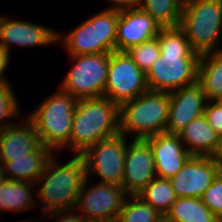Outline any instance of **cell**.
<instances>
[{
  "label": "cell",
  "mask_w": 222,
  "mask_h": 222,
  "mask_svg": "<svg viewBox=\"0 0 222 222\" xmlns=\"http://www.w3.org/2000/svg\"><path fill=\"white\" fill-rule=\"evenodd\" d=\"M160 56L146 73L148 90L172 92L197 82L200 54L179 26L162 27L157 35Z\"/></svg>",
  "instance_id": "1"
},
{
  "label": "cell",
  "mask_w": 222,
  "mask_h": 222,
  "mask_svg": "<svg viewBox=\"0 0 222 222\" xmlns=\"http://www.w3.org/2000/svg\"><path fill=\"white\" fill-rule=\"evenodd\" d=\"M57 155L59 153H54L49 159L35 183L36 201H40L42 215L75 209L78 195L87 179L86 164L81 155H73L65 164L60 163Z\"/></svg>",
  "instance_id": "2"
},
{
  "label": "cell",
  "mask_w": 222,
  "mask_h": 222,
  "mask_svg": "<svg viewBox=\"0 0 222 222\" xmlns=\"http://www.w3.org/2000/svg\"><path fill=\"white\" fill-rule=\"evenodd\" d=\"M119 134V106L108 97L80 99L74 115L69 142L72 155H81L100 140Z\"/></svg>",
  "instance_id": "3"
},
{
  "label": "cell",
  "mask_w": 222,
  "mask_h": 222,
  "mask_svg": "<svg viewBox=\"0 0 222 222\" xmlns=\"http://www.w3.org/2000/svg\"><path fill=\"white\" fill-rule=\"evenodd\" d=\"M168 113L169 93L148 90L119 106V134L145 139L164 133Z\"/></svg>",
  "instance_id": "4"
},
{
  "label": "cell",
  "mask_w": 222,
  "mask_h": 222,
  "mask_svg": "<svg viewBox=\"0 0 222 222\" xmlns=\"http://www.w3.org/2000/svg\"><path fill=\"white\" fill-rule=\"evenodd\" d=\"M78 101L58 87L57 91L27 114L34 123L43 146L58 153L69 142Z\"/></svg>",
  "instance_id": "5"
},
{
  "label": "cell",
  "mask_w": 222,
  "mask_h": 222,
  "mask_svg": "<svg viewBox=\"0 0 222 222\" xmlns=\"http://www.w3.org/2000/svg\"><path fill=\"white\" fill-rule=\"evenodd\" d=\"M119 10L105 8L70 31H58L57 44L68 55L111 53L116 51V30Z\"/></svg>",
  "instance_id": "6"
},
{
  "label": "cell",
  "mask_w": 222,
  "mask_h": 222,
  "mask_svg": "<svg viewBox=\"0 0 222 222\" xmlns=\"http://www.w3.org/2000/svg\"><path fill=\"white\" fill-rule=\"evenodd\" d=\"M179 27L200 55L222 51V0H192L184 4Z\"/></svg>",
  "instance_id": "7"
},
{
  "label": "cell",
  "mask_w": 222,
  "mask_h": 222,
  "mask_svg": "<svg viewBox=\"0 0 222 222\" xmlns=\"http://www.w3.org/2000/svg\"><path fill=\"white\" fill-rule=\"evenodd\" d=\"M109 56L110 53L69 55L71 68L58 87L78 100L104 96Z\"/></svg>",
  "instance_id": "8"
},
{
  "label": "cell",
  "mask_w": 222,
  "mask_h": 222,
  "mask_svg": "<svg viewBox=\"0 0 222 222\" xmlns=\"http://www.w3.org/2000/svg\"><path fill=\"white\" fill-rule=\"evenodd\" d=\"M147 91L146 74L128 53L111 52L104 96L120 106Z\"/></svg>",
  "instance_id": "9"
},
{
  "label": "cell",
  "mask_w": 222,
  "mask_h": 222,
  "mask_svg": "<svg viewBox=\"0 0 222 222\" xmlns=\"http://www.w3.org/2000/svg\"><path fill=\"white\" fill-rule=\"evenodd\" d=\"M128 139L118 134L100 140L81 154L86 164L87 178L90 179L94 174L100 182L122 187Z\"/></svg>",
  "instance_id": "10"
},
{
  "label": "cell",
  "mask_w": 222,
  "mask_h": 222,
  "mask_svg": "<svg viewBox=\"0 0 222 222\" xmlns=\"http://www.w3.org/2000/svg\"><path fill=\"white\" fill-rule=\"evenodd\" d=\"M89 181V178H87L78 195L75 210L87 222L119 217L127 197L123 187L100 181L96 182L95 185L88 186Z\"/></svg>",
  "instance_id": "11"
},
{
  "label": "cell",
  "mask_w": 222,
  "mask_h": 222,
  "mask_svg": "<svg viewBox=\"0 0 222 222\" xmlns=\"http://www.w3.org/2000/svg\"><path fill=\"white\" fill-rule=\"evenodd\" d=\"M130 140L126 145L122 187L127 195H137L156 177V170L149 142L142 138Z\"/></svg>",
  "instance_id": "12"
},
{
  "label": "cell",
  "mask_w": 222,
  "mask_h": 222,
  "mask_svg": "<svg viewBox=\"0 0 222 222\" xmlns=\"http://www.w3.org/2000/svg\"><path fill=\"white\" fill-rule=\"evenodd\" d=\"M58 31L25 20H14L0 13V46L11 53V46L46 47L57 45Z\"/></svg>",
  "instance_id": "13"
},
{
  "label": "cell",
  "mask_w": 222,
  "mask_h": 222,
  "mask_svg": "<svg viewBox=\"0 0 222 222\" xmlns=\"http://www.w3.org/2000/svg\"><path fill=\"white\" fill-rule=\"evenodd\" d=\"M219 172L214 157L192 155L169 180L177 198H201Z\"/></svg>",
  "instance_id": "14"
},
{
  "label": "cell",
  "mask_w": 222,
  "mask_h": 222,
  "mask_svg": "<svg viewBox=\"0 0 222 222\" xmlns=\"http://www.w3.org/2000/svg\"><path fill=\"white\" fill-rule=\"evenodd\" d=\"M206 102L205 93L198 82L170 92L165 132L178 134L192 120L204 115Z\"/></svg>",
  "instance_id": "15"
},
{
  "label": "cell",
  "mask_w": 222,
  "mask_h": 222,
  "mask_svg": "<svg viewBox=\"0 0 222 222\" xmlns=\"http://www.w3.org/2000/svg\"><path fill=\"white\" fill-rule=\"evenodd\" d=\"M161 28L149 13L139 7L119 11L116 51L126 52L133 46L153 39Z\"/></svg>",
  "instance_id": "16"
},
{
  "label": "cell",
  "mask_w": 222,
  "mask_h": 222,
  "mask_svg": "<svg viewBox=\"0 0 222 222\" xmlns=\"http://www.w3.org/2000/svg\"><path fill=\"white\" fill-rule=\"evenodd\" d=\"M153 151L156 176L172 178L192 156L178 134L159 133L145 138Z\"/></svg>",
  "instance_id": "17"
},
{
  "label": "cell",
  "mask_w": 222,
  "mask_h": 222,
  "mask_svg": "<svg viewBox=\"0 0 222 222\" xmlns=\"http://www.w3.org/2000/svg\"><path fill=\"white\" fill-rule=\"evenodd\" d=\"M0 130V162H9L36 150L40 145L34 123L25 115Z\"/></svg>",
  "instance_id": "18"
},
{
  "label": "cell",
  "mask_w": 222,
  "mask_h": 222,
  "mask_svg": "<svg viewBox=\"0 0 222 222\" xmlns=\"http://www.w3.org/2000/svg\"><path fill=\"white\" fill-rule=\"evenodd\" d=\"M178 136L185 149L196 156L213 157L220 144V136L209 125L204 115L192 120Z\"/></svg>",
  "instance_id": "19"
},
{
  "label": "cell",
  "mask_w": 222,
  "mask_h": 222,
  "mask_svg": "<svg viewBox=\"0 0 222 222\" xmlns=\"http://www.w3.org/2000/svg\"><path fill=\"white\" fill-rule=\"evenodd\" d=\"M54 151L42 144L34 151L26 153L23 157L15 158L3 164L4 176L7 180H18L36 183L44 172Z\"/></svg>",
  "instance_id": "20"
},
{
  "label": "cell",
  "mask_w": 222,
  "mask_h": 222,
  "mask_svg": "<svg viewBox=\"0 0 222 222\" xmlns=\"http://www.w3.org/2000/svg\"><path fill=\"white\" fill-rule=\"evenodd\" d=\"M34 188V183L5 179L0 184V217L5 211L21 213L35 208L38 202Z\"/></svg>",
  "instance_id": "21"
},
{
  "label": "cell",
  "mask_w": 222,
  "mask_h": 222,
  "mask_svg": "<svg viewBox=\"0 0 222 222\" xmlns=\"http://www.w3.org/2000/svg\"><path fill=\"white\" fill-rule=\"evenodd\" d=\"M197 82L207 101H216L222 96V51L201 54Z\"/></svg>",
  "instance_id": "22"
},
{
  "label": "cell",
  "mask_w": 222,
  "mask_h": 222,
  "mask_svg": "<svg viewBox=\"0 0 222 222\" xmlns=\"http://www.w3.org/2000/svg\"><path fill=\"white\" fill-rule=\"evenodd\" d=\"M169 222H218L201 198H177L164 215Z\"/></svg>",
  "instance_id": "23"
},
{
  "label": "cell",
  "mask_w": 222,
  "mask_h": 222,
  "mask_svg": "<svg viewBox=\"0 0 222 222\" xmlns=\"http://www.w3.org/2000/svg\"><path fill=\"white\" fill-rule=\"evenodd\" d=\"M137 196L158 210L163 216L177 200L171 181L157 176Z\"/></svg>",
  "instance_id": "24"
},
{
  "label": "cell",
  "mask_w": 222,
  "mask_h": 222,
  "mask_svg": "<svg viewBox=\"0 0 222 222\" xmlns=\"http://www.w3.org/2000/svg\"><path fill=\"white\" fill-rule=\"evenodd\" d=\"M139 8L149 13L161 27L179 26L182 3L179 0H140Z\"/></svg>",
  "instance_id": "25"
},
{
  "label": "cell",
  "mask_w": 222,
  "mask_h": 222,
  "mask_svg": "<svg viewBox=\"0 0 222 222\" xmlns=\"http://www.w3.org/2000/svg\"><path fill=\"white\" fill-rule=\"evenodd\" d=\"M164 216L137 195H127L119 214L121 222H159Z\"/></svg>",
  "instance_id": "26"
},
{
  "label": "cell",
  "mask_w": 222,
  "mask_h": 222,
  "mask_svg": "<svg viewBox=\"0 0 222 222\" xmlns=\"http://www.w3.org/2000/svg\"><path fill=\"white\" fill-rule=\"evenodd\" d=\"M11 85V83L0 84V130L13 124L19 116L21 117L19 98Z\"/></svg>",
  "instance_id": "27"
},
{
  "label": "cell",
  "mask_w": 222,
  "mask_h": 222,
  "mask_svg": "<svg viewBox=\"0 0 222 222\" xmlns=\"http://www.w3.org/2000/svg\"><path fill=\"white\" fill-rule=\"evenodd\" d=\"M134 63L146 74L153 63L160 56V48L157 36L151 40L144 41L126 51Z\"/></svg>",
  "instance_id": "28"
},
{
  "label": "cell",
  "mask_w": 222,
  "mask_h": 222,
  "mask_svg": "<svg viewBox=\"0 0 222 222\" xmlns=\"http://www.w3.org/2000/svg\"><path fill=\"white\" fill-rule=\"evenodd\" d=\"M201 199L218 220L222 219V172L214 178Z\"/></svg>",
  "instance_id": "29"
},
{
  "label": "cell",
  "mask_w": 222,
  "mask_h": 222,
  "mask_svg": "<svg viewBox=\"0 0 222 222\" xmlns=\"http://www.w3.org/2000/svg\"><path fill=\"white\" fill-rule=\"evenodd\" d=\"M204 116L215 132L222 137V105L217 101H207Z\"/></svg>",
  "instance_id": "30"
},
{
  "label": "cell",
  "mask_w": 222,
  "mask_h": 222,
  "mask_svg": "<svg viewBox=\"0 0 222 222\" xmlns=\"http://www.w3.org/2000/svg\"><path fill=\"white\" fill-rule=\"evenodd\" d=\"M76 210H63V211H53L48 214L42 215L44 220H53L54 222H87L85 218L79 214Z\"/></svg>",
  "instance_id": "31"
},
{
  "label": "cell",
  "mask_w": 222,
  "mask_h": 222,
  "mask_svg": "<svg viewBox=\"0 0 222 222\" xmlns=\"http://www.w3.org/2000/svg\"><path fill=\"white\" fill-rule=\"evenodd\" d=\"M11 53L3 46H0V84L10 83L8 77L5 75L9 64L11 63Z\"/></svg>",
  "instance_id": "32"
},
{
  "label": "cell",
  "mask_w": 222,
  "mask_h": 222,
  "mask_svg": "<svg viewBox=\"0 0 222 222\" xmlns=\"http://www.w3.org/2000/svg\"><path fill=\"white\" fill-rule=\"evenodd\" d=\"M111 5L108 6V9H115V10H124V9H132L138 8L140 5V0H106Z\"/></svg>",
  "instance_id": "33"
},
{
  "label": "cell",
  "mask_w": 222,
  "mask_h": 222,
  "mask_svg": "<svg viewBox=\"0 0 222 222\" xmlns=\"http://www.w3.org/2000/svg\"><path fill=\"white\" fill-rule=\"evenodd\" d=\"M215 158L216 164L222 172V137L220 138V144L217 153L213 156Z\"/></svg>",
  "instance_id": "34"
},
{
  "label": "cell",
  "mask_w": 222,
  "mask_h": 222,
  "mask_svg": "<svg viewBox=\"0 0 222 222\" xmlns=\"http://www.w3.org/2000/svg\"><path fill=\"white\" fill-rule=\"evenodd\" d=\"M3 164L0 162V184L5 180Z\"/></svg>",
  "instance_id": "35"
},
{
  "label": "cell",
  "mask_w": 222,
  "mask_h": 222,
  "mask_svg": "<svg viewBox=\"0 0 222 222\" xmlns=\"http://www.w3.org/2000/svg\"><path fill=\"white\" fill-rule=\"evenodd\" d=\"M97 222H121V220L119 219V217H115V218H110V219H104Z\"/></svg>",
  "instance_id": "36"
},
{
  "label": "cell",
  "mask_w": 222,
  "mask_h": 222,
  "mask_svg": "<svg viewBox=\"0 0 222 222\" xmlns=\"http://www.w3.org/2000/svg\"><path fill=\"white\" fill-rule=\"evenodd\" d=\"M192 0H179L180 3H182V5L191 2Z\"/></svg>",
  "instance_id": "37"
},
{
  "label": "cell",
  "mask_w": 222,
  "mask_h": 222,
  "mask_svg": "<svg viewBox=\"0 0 222 222\" xmlns=\"http://www.w3.org/2000/svg\"><path fill=\"white\" fill-rule=\"evenodd\" d=\"M18 222H19V221H18ZM20 222H34V220H31V219H30V220H29V219L27 220V219H26V220H21ZM35 222H37V221L35 220ZM38 222H41V221H38Z\"/></svg>",
  "instance_id": "38"
},
{
  "label": "cell",
  "mask_w": 222,
  "mask_h": 222,
  "mask_svg": "<svg viewBox=\"0 0 222 222\" xmlns=\"http://www.w3.org/2000/svg\"><path fill=\"white\" fill-rule=\"evenodd\" d=\"M216 101L222 105V96L220 98H218Z\"/></svg>",
  "instance_id": "39"
},
{
  "label": "cell",
  "mask_w": 222,
  "mask_h": 222,
  "mask_svg": "<svg viewBox=\"0 0 222 222\" xmlns=\"http://www.w3.org/2000/svg\"><path fill=\"white\" fill-rule=\"evenodd\" d=\"M159 222H169L168 220H166L165 218H163L162 220H160Z\"/></svg>",
  "instance_id": "40"
}]
</instances>
